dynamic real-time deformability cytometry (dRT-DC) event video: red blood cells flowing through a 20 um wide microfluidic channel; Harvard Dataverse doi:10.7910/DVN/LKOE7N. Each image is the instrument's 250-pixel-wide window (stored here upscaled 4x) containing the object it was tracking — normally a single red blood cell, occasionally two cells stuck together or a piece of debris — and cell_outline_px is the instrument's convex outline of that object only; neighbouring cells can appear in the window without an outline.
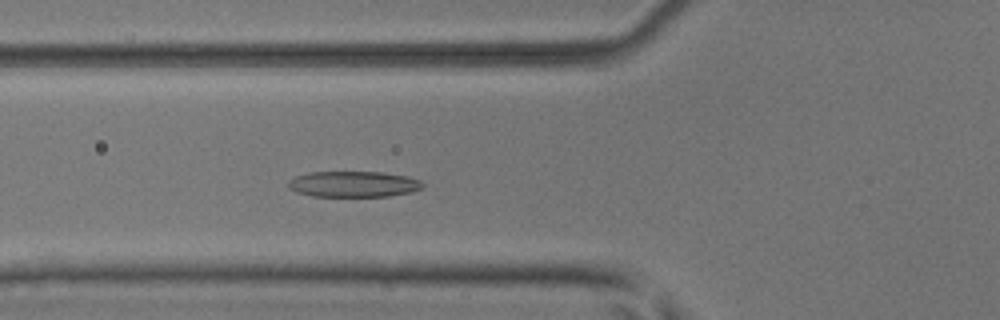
{"species": "common noctule bat (a hibernating species)", "species_latin": "Nyctalus noctula", "temperature_condition": "room temperature", "stored_images_in_passage": 51, "camera_frame_rate_fps": 3000, "um_per_image_px": 0.085, "animal": {"sex": "male", "body_mass_g": 17.9, "forearm_length_mm": 54.2}, "frame": {"image": 1, "passage_image": 19, "time_ms": 6.0, "image_size_px": [1000, 320], "cell_outline_px": [[424, 188], [412, 192], [388, 196], [312, 196], [296, 192], [288, 188], [288, 180], [296, 176], [312, 172], [380, 172], [408, 176], [420, 180], [424, 184]], "centroid_in_image_um": [30.07, 15.65], "position_along_channel_um": 95.7, "area_um2": 20.35}}
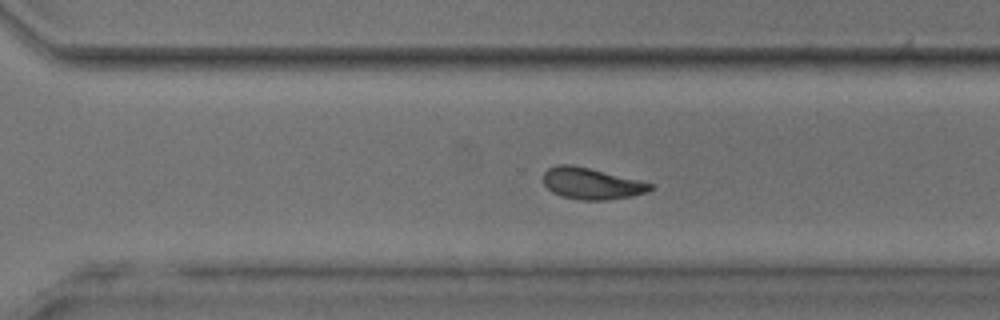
{"frame": {"image": 2, "passage_image": 36, "time_ms": 11.667, "image_size_px": [1000, 320], "cell_outline_px": [[652, 188], [648, 192], [632, 196], [608, 200], [580, 200], [560, 196], [552, 192], [544, 184], [544, 172], [548, 168], [556, 164], [572, 164], [652, 184]], "centroid_in_image_um": [50.22, 15.61], "position_along_channel_um": 320.4, "area_um2": 19.36}}
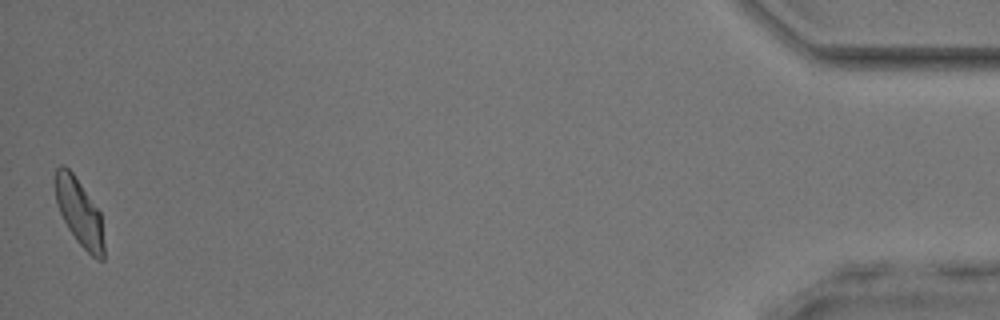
{"frame": {"image": 3, "passage_image": 51, "time_ms": 16.667, "image_size_px": [1000, 320], "cell_outline_px": [[104, 260], [96, 260], [76, 240], [68, 228], [56, 204], [56, 168], [60, 164], [64, 164], [72, 172], [100, 212], [104, 244]], "centroid_in_image_um": [6.75, 18.07], "position_along_channel_um": 428.4, "area_um2": 18.73}, "authors_computed_cell_mechanics": {"area_um2": 20.0566, "velocity_mm_per_s": 3.9742, "shape_relaxation_time_tau1_ms": 3.7015, "shape_relaxation_time_tau2_ms": 2.241, "deformation_change_tau1": 0.1537, "deformation_change_tau2": 0.1013}}